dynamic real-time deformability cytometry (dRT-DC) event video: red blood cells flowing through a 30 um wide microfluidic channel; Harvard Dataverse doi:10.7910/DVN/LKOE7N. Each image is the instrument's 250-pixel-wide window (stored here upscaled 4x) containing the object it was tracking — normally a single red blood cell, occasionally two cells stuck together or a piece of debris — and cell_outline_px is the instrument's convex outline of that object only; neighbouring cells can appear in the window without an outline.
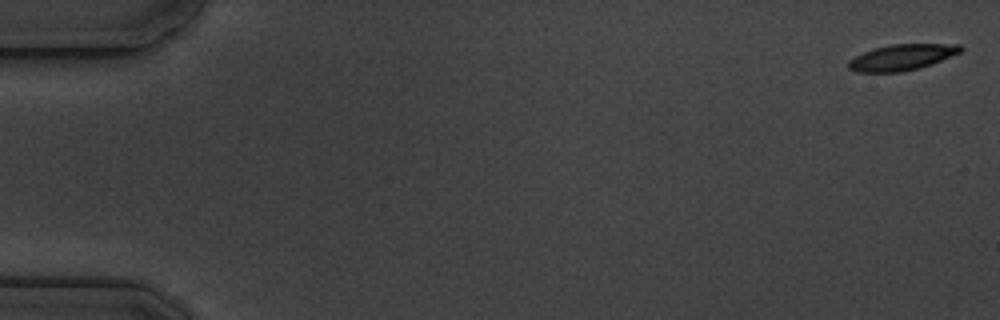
{"species": "common noctule bat (a hibernating species)", "species_latin": "Nyctalus noctula", "temperature_condition": "cold", "stored_images_in_passage": 7, "camera_frame_rate_fps": 3000, "um_per_image_px": 0.085, "animal": {"sex": "male", "body_mass_g": 19.5, "forearm_length_mm": 54.6}, "frame": {"image": 1, "passage_image": 1, "time_ms": 0.0, "image_size_px": [1000, 320], "cell_outline_px": [[964, 48], [960, 52], [932, 64], [920, 68], [900, 72], [860, 72], [848, 68], [848, 60], [864, 52], [876, 48], [892, 44], [960, 44]], "centroid_in_image_um": [76.68, 4.87], "position_along_channel_um": 8.3, "area_um2": 16.82}}
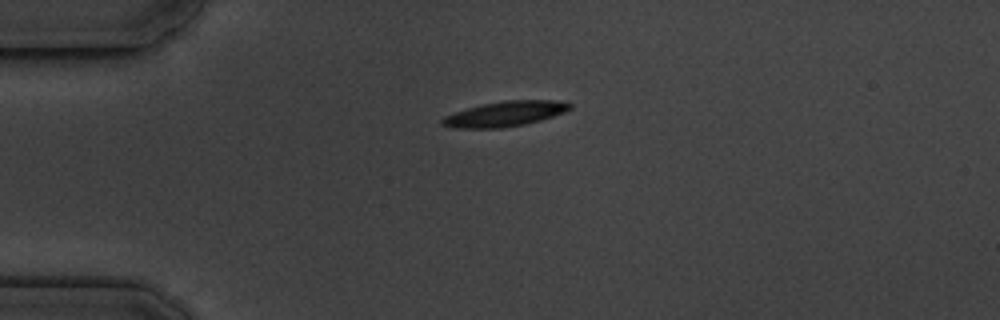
{"frame": {"image": 2, "passage_image": 5, "time_ms": 4.333, "image_size_px": [1000, 320], "cell_outline_px": [[572, 108], [564, 112], [540, 120], [524, 124], [500, 128], [452, 128], [440, 124], [440, 120], [444, 116], [480, 104], [504, 100], [560, 100], [572, 104]], "centroid_in_image_um": [42.91, 9.67], "position_along_channel_um": 42.1, "area_um2": 18.73}}